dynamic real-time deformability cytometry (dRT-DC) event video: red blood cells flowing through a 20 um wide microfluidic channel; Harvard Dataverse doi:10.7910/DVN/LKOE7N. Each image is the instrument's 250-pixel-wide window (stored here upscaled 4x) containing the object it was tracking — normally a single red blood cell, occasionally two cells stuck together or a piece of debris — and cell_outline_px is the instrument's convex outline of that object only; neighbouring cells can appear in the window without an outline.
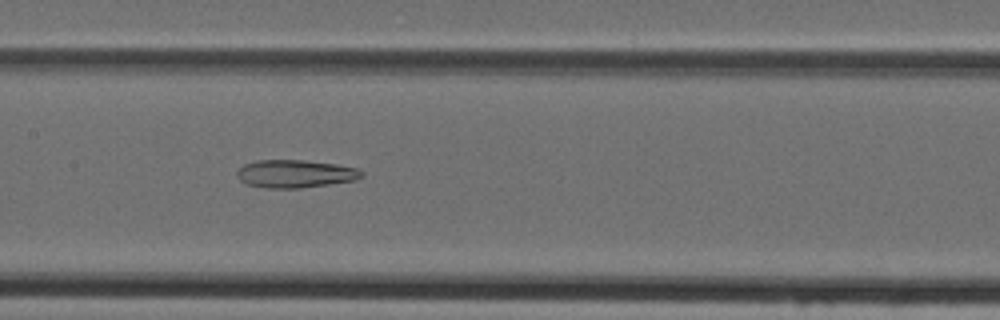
{"species": "Egyptian fruit bat (a non-hibernating species)", "species_latin": "Rousettus aegyptiacus", "temperature_condition": "cold", "stored_images_in_passage": 40, "camera_frame_rate_fps": 3000, "um_per_image_px": 0.085, "animal": {"sex": "female"}, "frame": {"image": 1, "passage_image": 16, "time_ms": 5.0, "image_size_px": [1000, 320], "cell_outline_px": [[364, 176], [356, 180], [300, 188], [268, 188], [248, 184], [240, 180], [236, 176], [236, 172], [244, 164], [256, 160], [304, 160], [336, 164], [356, 168], [364, 172]], "centroid_in_image_um": [25.1, 14.76], "position_along_channel_um": 182.3, "area_um2": 20.23}}
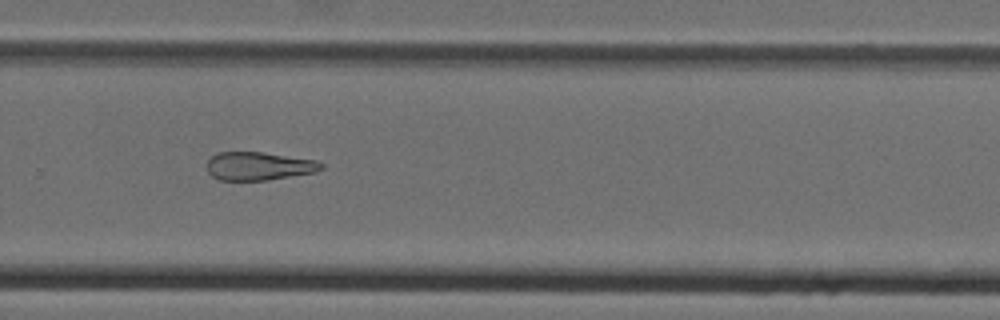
{"frame": {"image": 2, "passage_image": 25, "time_ms": 8.0, "image_size_px": [1000, 320], "cell_outline_px": [[324, 168], [316, 172], [268, 180], [220, 180], [212, 176], [208, 172], [208, 160], [212, 156], [220, 152], [264, 152], [316, 160], [324, 164]], "centroid_in_image_um": [22.03, 14.12], "position_along_channel_um": 307.8, "area_um2": 18.84}}
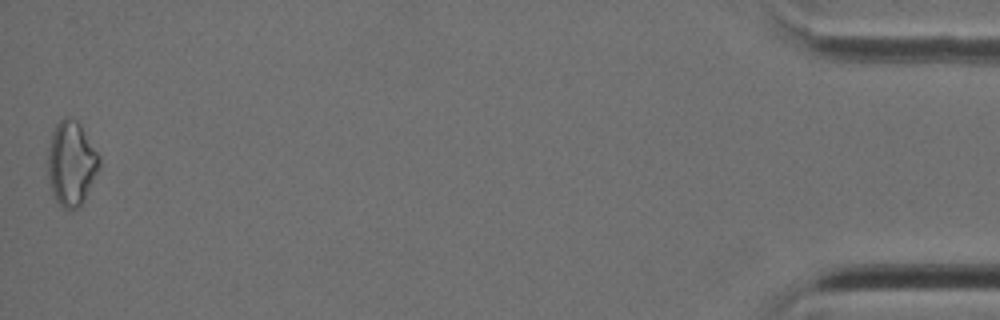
{"frame": {"image": 3, "passage_image": 40, "time_ms": 13.0, "image_size_px": [1000, 320], "cell_outline_px": [[100, 168], [80, 208], [64, 208], [56, 200], [52, 192], [48, 176], [48, 148], [52, 132], [56, 124], [64, 116], [76, 120], [80, 124], [100, 156]], "centroid_in_image_um": [6.07, 13.88], "position_along_channel_um": 429.1, "area_um2": 25.32}}